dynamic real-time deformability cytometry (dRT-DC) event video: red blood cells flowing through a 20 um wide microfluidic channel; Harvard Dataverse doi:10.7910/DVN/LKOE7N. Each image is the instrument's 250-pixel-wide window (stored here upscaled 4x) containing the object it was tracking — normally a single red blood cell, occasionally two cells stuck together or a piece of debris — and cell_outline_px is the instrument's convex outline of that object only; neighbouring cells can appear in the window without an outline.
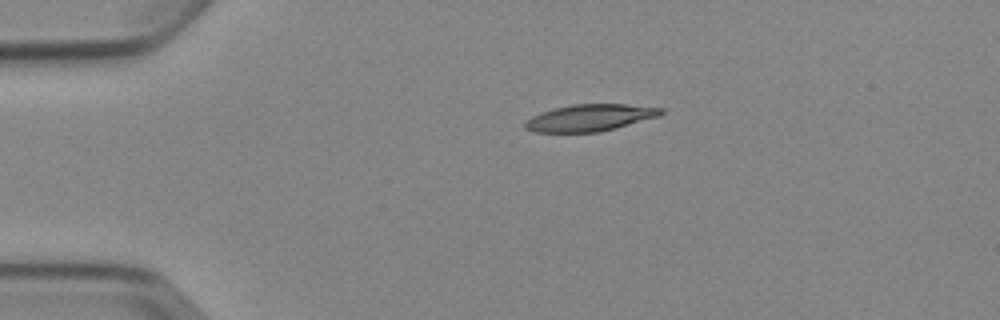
{"species": "Egyptian fruit bat (a non-hibernating species)", "species_latin": "Rousettus aegyptiacus", "temperature_condition": "cold", "stored_images_in_passage": 2, "camera_frame_rate_fps": 3000, "um_per_image_px": 0.085, "animal": {"sex": "female"}, "frame": {"image": 1, "passage_image": 2, "time_ms": 1.333, "image_size_px": [1000, 320], "cell_outline_px": [[664, 112], [660, 116], [616, 128], [600, 132], [532, 132], [524, 128], [524, 124], [532, 116], [540, 112], [572, 104], [624, 104], [664, 108]], "centroid_in_image_um": [50.16, 10.01], "position_along_channel_um": 34.8, "area_um2": 21.27}}